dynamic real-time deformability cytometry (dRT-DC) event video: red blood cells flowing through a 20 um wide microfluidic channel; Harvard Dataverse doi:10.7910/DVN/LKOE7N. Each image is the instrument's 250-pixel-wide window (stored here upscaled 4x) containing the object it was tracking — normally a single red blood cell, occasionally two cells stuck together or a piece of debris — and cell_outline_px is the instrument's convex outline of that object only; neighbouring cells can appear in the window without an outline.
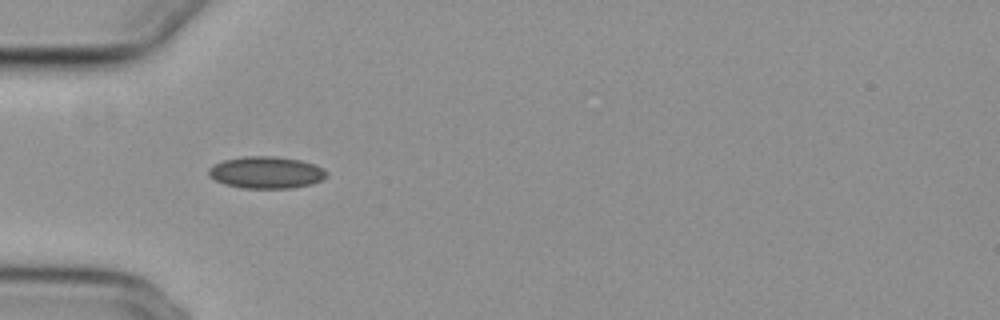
{"species": "common noctule bat (a hibernating species)", "species_latin": "Nyctalus noctula", "temperature_condition": "cold", "stored_images_in_passage": 3, "camera_frame_rate_fps": 3000, "um_per_image_px": 0.085, "animal": {"sex": "female", "body_mass_g": 29.2, "forearm_length_mm": 56.3}, "frame": {"image": 1, "passage_image": 1, "time_ms": 0.0, "image_size_px": [1000, 320], "cell_outline_px": [[328, 176], [312, 184], [292, 188], [240, 188], [224, 184], [208, 176], [208, 168], [212, 164], [224, 160], [244, 156], [272, 156], [300, 160], [324, 168], [328, 172]], "centroid_in_image_um": [22.61, 14.66], "position_along_channel_um": 62.4, "area_um2": 22.08}}